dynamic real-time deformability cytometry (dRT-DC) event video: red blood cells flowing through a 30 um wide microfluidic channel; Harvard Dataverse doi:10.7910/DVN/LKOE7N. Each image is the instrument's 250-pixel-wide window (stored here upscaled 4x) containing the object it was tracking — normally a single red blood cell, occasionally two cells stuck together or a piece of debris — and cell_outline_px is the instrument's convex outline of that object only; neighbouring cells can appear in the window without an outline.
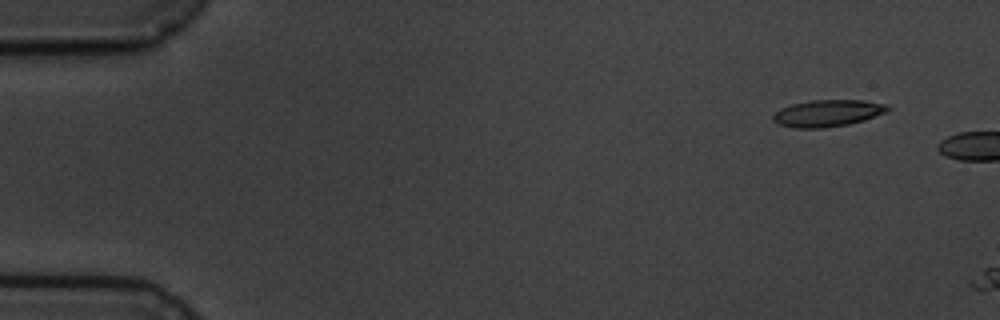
{"species": "common noctule bat (a hibernating species)", "species_latin": "Nyctalus noctula", "temperature_condition": "cold", "stored_images_in_passage": 6, "segment_of_instrument_passage": [2, 2], "camera_frame_rate_fps": 3000, "um_per_image_px": 0.085, "animal": {"sex": "male", "body_mass_g": 19.5, "forearm_length_mm": 54.6}, "frame": {"image": 1, "passage_image": 6, "time_ms": 6.0, "image_size_px": [1000, 320], "cell_outline_px": [[892, 108], [884, 112], [864, 120], [848, 124], [824, 128], [792, 128], [780, 124], [772, 120], [772, 116], [780, 108], [792, 104], [812, 100], [864, 100], [888, 104]], "centroid_in_image_um": [70.35, 9.62], "position_along_channel_um": 14.7, "area_um2": 17.92}}